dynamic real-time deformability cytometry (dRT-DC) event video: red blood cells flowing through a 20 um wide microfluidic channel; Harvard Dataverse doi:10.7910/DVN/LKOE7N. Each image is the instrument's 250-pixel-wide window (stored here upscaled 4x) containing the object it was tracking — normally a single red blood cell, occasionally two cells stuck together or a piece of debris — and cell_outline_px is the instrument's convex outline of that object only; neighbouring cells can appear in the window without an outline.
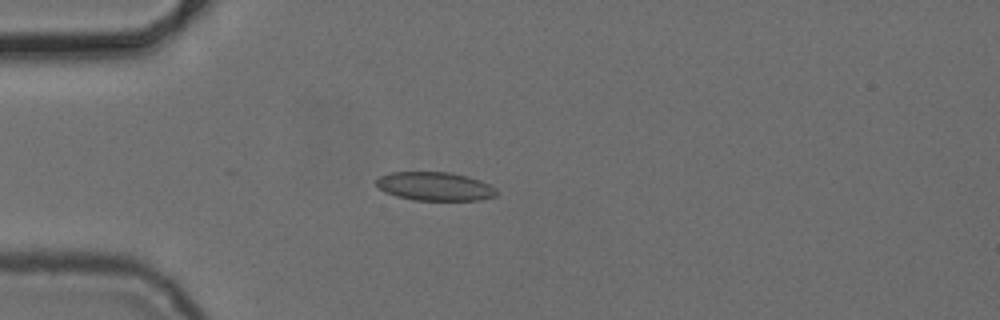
{"species": "common noctule bat (a hibernating species)", "species_latin": "Nyctalus noctula", "temperature_condition": "cold", "stored_images_in_passage": 4, "camera_frame_rate_fps": 3000, "um_per_image_px": 0.085, "animal": {"sex": "female", "body_mass_g": 24.6, "forearm_length_mm": 56.2}, "frame": {"image": 1, "passage_image": 3, "time_ms": 2.333, "image_size_px": [1000, 320], "cell_outline_px": [[496, 196], [480, 200], [412, 200], [396, 196], [384, 192], [376, 184], [376, 180], [380, 176], [388, 172], [452, 172], [468, 176], [480, 180], [496, 188]], "centroid_in_image_um": [36.96, 15.83], "position_along_channel_um": 48.0, "area_um2": 20.17}}